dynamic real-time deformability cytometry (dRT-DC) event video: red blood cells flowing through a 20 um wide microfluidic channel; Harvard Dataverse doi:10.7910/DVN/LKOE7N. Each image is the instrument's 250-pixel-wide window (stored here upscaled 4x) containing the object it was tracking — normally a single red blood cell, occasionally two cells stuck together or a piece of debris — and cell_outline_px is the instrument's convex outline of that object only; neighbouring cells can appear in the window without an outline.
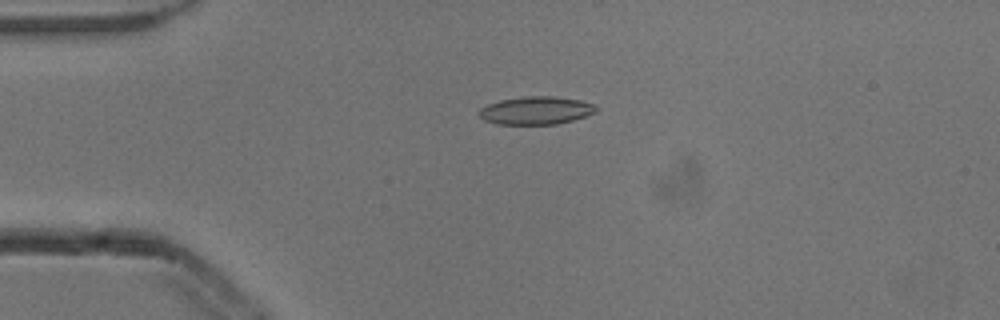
{"species": "common noctule bat (a hibernating species)", "species_latin": "Nyctalus noctula", "temperature_condition": "cold", "stored_images_in_passage": 5, "camera_frame_rate_fps": 3000, "um_per_image_px": 0.085, "animal": {"sex": "male", "body_mass_g": 13.3}, "frame": {"image": 1, "passage_image": 4, "time_ms": 1.0, "image_size_px": [1000, 320], "cell_outline_px": [[596, 112], [572, 120], [556, 124], [496, 124], [484, 120], [476, 112], [480, 108], [488, 104], [500, 100], [528, 96], [552, 96], [580, 100], [596, 104]], "centroid_in_image_um": [45.53, 9.39], "position_along_channel_um": 39.5, "area_um2": 19.02}}